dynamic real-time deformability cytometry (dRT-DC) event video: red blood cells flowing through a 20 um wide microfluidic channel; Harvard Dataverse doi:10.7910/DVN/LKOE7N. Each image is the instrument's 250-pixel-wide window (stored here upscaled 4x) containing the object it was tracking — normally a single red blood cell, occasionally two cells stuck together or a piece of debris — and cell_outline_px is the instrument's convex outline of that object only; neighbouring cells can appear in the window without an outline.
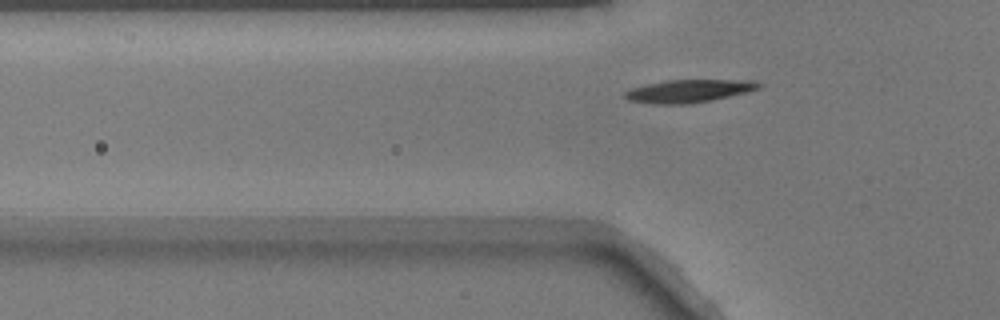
{"species": "common noctule bat (a hibernating species)", "species_latin": "Nyctalus noctula", "temperature_condition": "warm", "stored_images_in_passage": 32, "camera_frame_rate_fps": 3000, "um_per_image_px": 0.085, "animal": {"sex": "male", "body_mass_g": 17.9}, "frame": {"image": 1, "passage_image": 2, "time_ms": 0.333, "image_size_px": [1000, 320], "cell_outline_px": [[760, 88], [748, 92], [712, 100], [688, 104], [656, 104], [628, 100], [624, 96], [624, 92], [632, 88], [648, 84], [668, 80], [756, 80], [760, 84]], "centroid_in_image_um": [58.58, 7.74], "position_along_channel_um": 67.2, "area_um2": 17.74}}
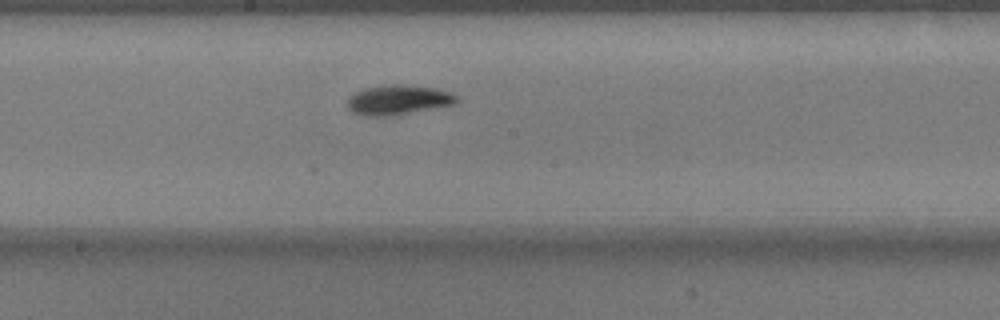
{"frame": {"image": 2, "passage_image": 13, "time_ms": 4.0, "image_size_px": [1000, 320], "cell_outline_px": [[460, 100], [456, 104], [388, 116], [368, 116], [352, 112], [348, 108], [348, 96], [364, 88], [392, 84], [404, 84], [436, 88], [452, 92], [460, 96]], "centroid_in_image_um": [33.9, 8.47], "position_along_channel_um": 214.3, "area_um2": 19.07}}
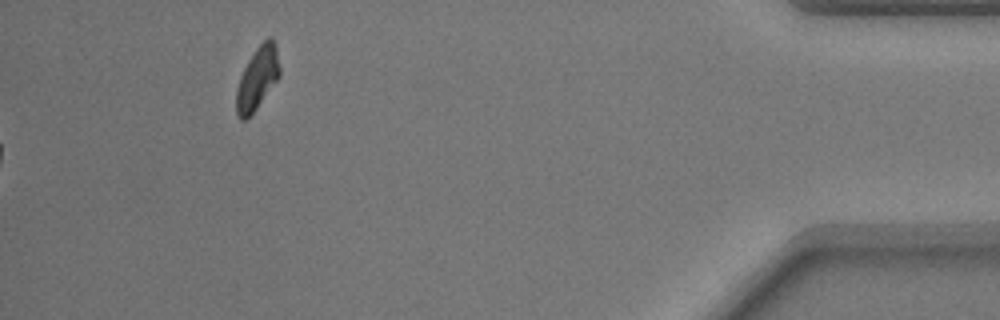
{"frame": {"image": 3, "passage_image": 32, "time_ms": 10.333, "image_size_px": [1000, 320], "cell_outline_px": [[280, 76], [248, 120], [240, 120], [236, 116], [236, 88], [240, 76], [248, 60], [256, 48], [268, 36], [272, 36], [276, 44], [280, 68]], "centroid_in_image_um": [21.87, 6.67], "position_along_channel_um": 413.3, "area_um2": 16.13}}